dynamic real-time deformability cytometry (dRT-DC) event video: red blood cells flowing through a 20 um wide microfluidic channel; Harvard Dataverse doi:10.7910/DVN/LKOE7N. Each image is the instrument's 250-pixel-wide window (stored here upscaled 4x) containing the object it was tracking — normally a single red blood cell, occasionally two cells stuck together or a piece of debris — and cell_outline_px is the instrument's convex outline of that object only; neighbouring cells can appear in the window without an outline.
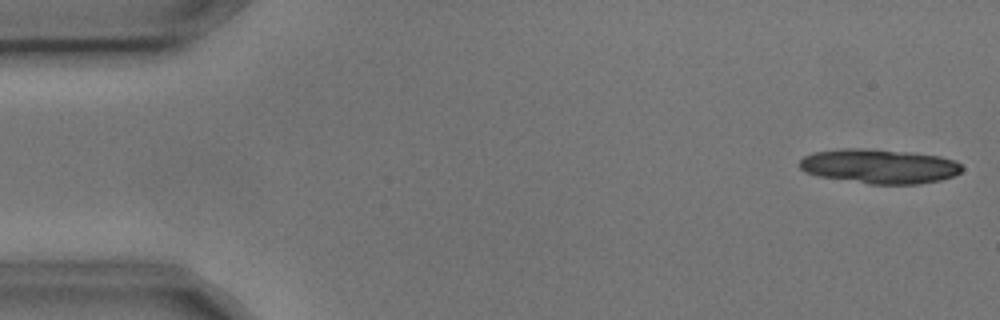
{"species": "common noctule bat (a hibernating species)", "species_latin": "Nyctalus noctula", "temperature_condition": "cold", "stored_images_in_passage": 2, "camera_frame_rate_fps": 3000, "um_per_image_px": 0.085, "animal": {"sex": "male", "body_mass_g": 17.9, "forearm_length_mm": 54.2}, "frame": {"image": 1, "passage_image": 2, "time_ms": 0.333, "image_size_px": [1000, 320], "cell_outline_px": [[964, 168], [956, 176], [940, 180], [920, 184], [868, 184], [820, 176], [804, 172], [796, 164], [804, 156], [812, 152], [840, 148], [860, 148], [908, 152], [940, 156], [956, 160]], "centroid_in_image_um": [74.74, 14.13], "position_along_channel_um": 10.3, "area_um2": 32.95}}